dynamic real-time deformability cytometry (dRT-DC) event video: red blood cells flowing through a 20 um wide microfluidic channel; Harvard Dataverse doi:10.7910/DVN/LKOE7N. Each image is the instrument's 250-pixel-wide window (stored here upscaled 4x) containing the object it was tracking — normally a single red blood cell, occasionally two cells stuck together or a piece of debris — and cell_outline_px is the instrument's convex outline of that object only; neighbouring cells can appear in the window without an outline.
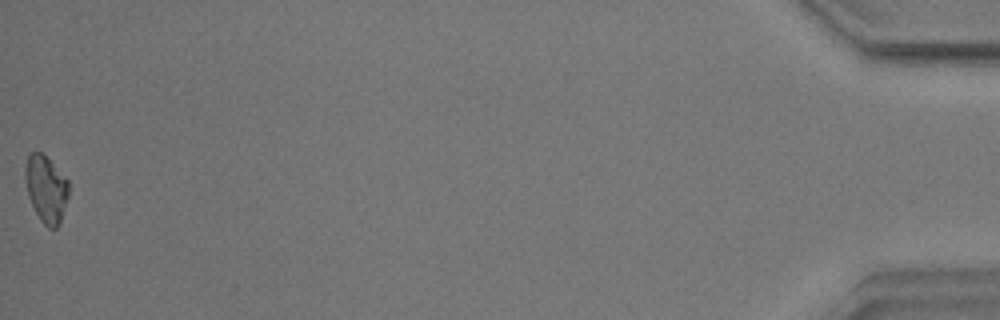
{"species": "common noctule bat (a hibernating species)", "species_latin": "Nyctalus noctula", "temperature_condition": "warm", "stored_images_in_passage": 52, "camera_frame_rate_fps": 3000, "um_per_image_px": 0.085, "animal": {"sex": "male", "body_mass_g": 17.9}, "frame": {"image": 1, "passage_image": 52, "time_ms": 17.0, "image_size_px": [1000, 320], "cell_outline_px": [[68, 196], [60, 224], [56, 228], [48, 228], [40, 220], [28, 196], [24, 176], [24, 168], [28, 156], [32, 152], [40, 152], [68, 180]], "centroid_in_image_um": [3.9, 16.09], "position_along_channel_um": 431.3, "area_um2": 16.7}, "authors_computed_cell_mechanics": {"area_um2": 17.7735, "velocity_mm_per_s": 3.5217, "shape_relaxation_time_tau1_ms": 5.4508, "shape_relaxation_time_tau2_ms": 2.4408, "deformation_change_tau1": 0.1772, "deformation_change_tau2": 0.0886}}